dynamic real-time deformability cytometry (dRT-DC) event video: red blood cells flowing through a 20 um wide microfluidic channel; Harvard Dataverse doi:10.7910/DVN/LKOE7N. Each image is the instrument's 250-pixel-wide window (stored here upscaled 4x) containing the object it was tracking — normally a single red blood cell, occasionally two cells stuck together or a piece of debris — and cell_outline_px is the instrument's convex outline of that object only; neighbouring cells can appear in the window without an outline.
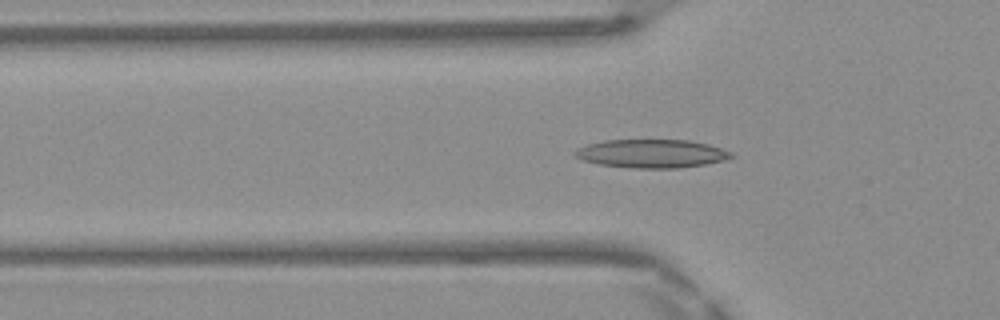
{"species": "Egyptian fruit bat (a non-hibernating species)", "species_latin": "Rousettus aegyptiacus", "temperature_condition": "warm", "stored_images_in_passage": 48, "camera_frame_rate_fps": 3000, "um_per_image_px": 0.085, "frame": {"image": 1, "passage_image": 16, "time_ms": 5.0, "image_size_px": [1000, 320], "cell_outline_px": [[736, 156], [724, 160], [704, 164], [680, 168], [632, 168], [600, 164], [584, 160], [576, 156], [572, 152], [588, 144], [604, 140], [688, 140], [708, 144], [732, 152]], "centroid_in_image_um": [55.42, 13.05], "position_along_channel_um": 70.4, "area_um2": 25.72}}
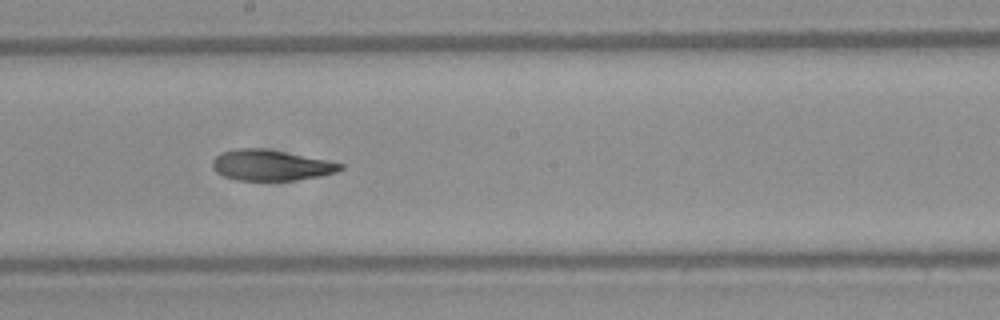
{"frame": {"image": 2, "passage_image": 27, "time_ms": 8.667, "image_size_px": [1000, 320], "cell_outline_px": [[344, 168], [336, 172], [320, 176], [296, 180], [236, 180], [224, 176], [216, 172], [212, 168], [212, 160], [220, 152], [236, 148], [264, 148], [344, 164]], "centroid_in_image_um": [22.97, 14.04], "position_along_channel_um": 225.2, "area_um2": 22.77}}
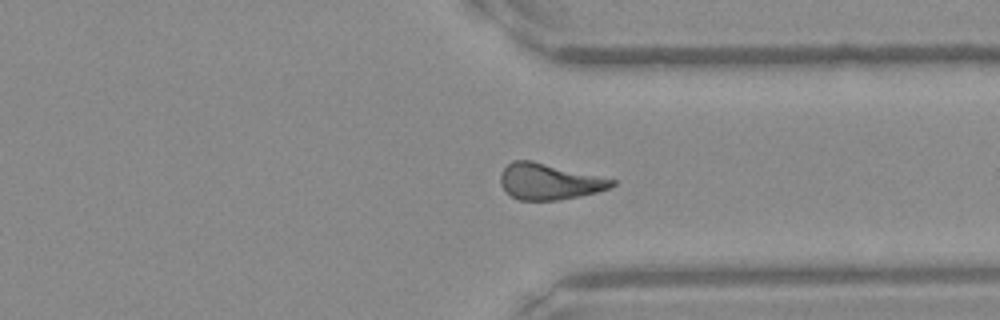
{"frame": {"image": 3, "passage_image": 37, "time_ms": 12.0, "image_size_px": [1000, 320], "cell_outline_px": [[616, 184], [608, 188], [596, 192], [580, 196], [560, 200], [520, 200], [512, 196], [500, 184], [500, 176], [504, 168], [512, 160], [532, 160], [616, 180]], "centroid_in_image_um": [46.67, 15.43], "position_along_channel_um": 364.7, "area_um2": 23.24}, "authors_computed_cell_mechanics": {"area_um2": 23.3223, "velocity_mm_per_s": 4.1938, "shape_relaxation_time_tau1_ms": null, "shape_relaxation_time_tau2_ms": 3.5161, "deformation_change_tau1": null, "deformation_change_tau2": 0.1233}}